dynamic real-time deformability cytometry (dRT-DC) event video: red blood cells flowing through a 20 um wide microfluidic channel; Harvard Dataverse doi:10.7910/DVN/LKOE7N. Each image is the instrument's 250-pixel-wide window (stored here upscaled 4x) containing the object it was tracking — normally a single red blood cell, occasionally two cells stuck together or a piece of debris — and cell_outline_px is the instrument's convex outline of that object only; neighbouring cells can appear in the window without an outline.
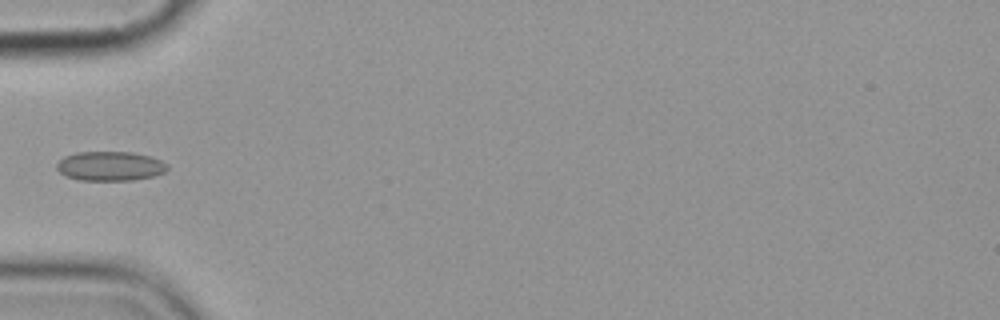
{"species": "common noctule bat (a hibernating species)", "species_latin": "Nyctalus noctula", "temperature_condition": "cold", "stored_images_in_passage": 5, "camera_frame_rate_fps": 3000, "um_per_image_px": 0.085, "animal": {"sex": "female", "body_mass_g": 19.9}, "frame": {"image": 1, "passage_image": 5, "time_ms": 4.667, "image_size_px": [1000, 320], "cell_outline_px": [[168, 168], [164, 172], [152, 176], [132, 180], [80, 180], [64, 176], [56, 168], [56, 164], [64, 156], [76, 152], [132, 152], [148, 156], [160, 160], [168, 164]], "centroid_in_image_um": [9.33, 14.12], "position_along_channel_um": 75.7, "area_um2": 18.9}}